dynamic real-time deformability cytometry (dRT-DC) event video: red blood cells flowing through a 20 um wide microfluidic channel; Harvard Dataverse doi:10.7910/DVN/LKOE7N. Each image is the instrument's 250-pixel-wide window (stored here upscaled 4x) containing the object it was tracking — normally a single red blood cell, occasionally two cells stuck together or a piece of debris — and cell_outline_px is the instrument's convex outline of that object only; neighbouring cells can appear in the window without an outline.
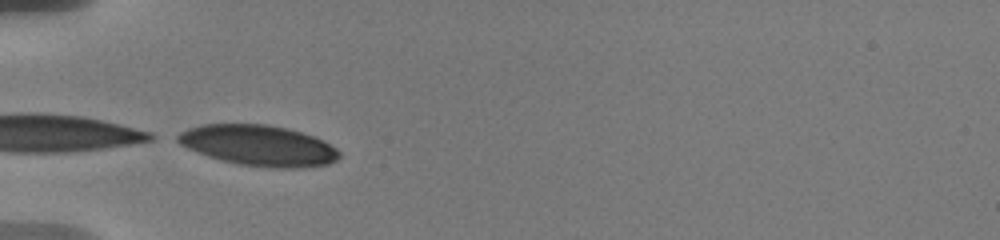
{"species": "human", "species_latin": "Homo sapiens", "temperature_condition": "warm", "stored_images_in_passage": 54, "camera_frame_rate_fps": 3000, "um_per_image_px": 0.085, "donor": {"sex": "male"}, "frame": {"image": 1, "passage_image": 1, "time_ms": 0.0, "image_size_px": [1000, 240], "cell_outline_px": [[340, 156], [336, 160], [328, 164], [304, 168], [272, 168], [240, 164], [208, 156], [188, 148], [180, 144], [172, 136], [188, 128], [200, 124], [268, 124], [288, 128], [312, 136], [336, 148], [340, 152]], "centroid_in_image_um": [21.95, 12.36], "position_along_channel_um": 63.1, "area_um2": 38.26}}
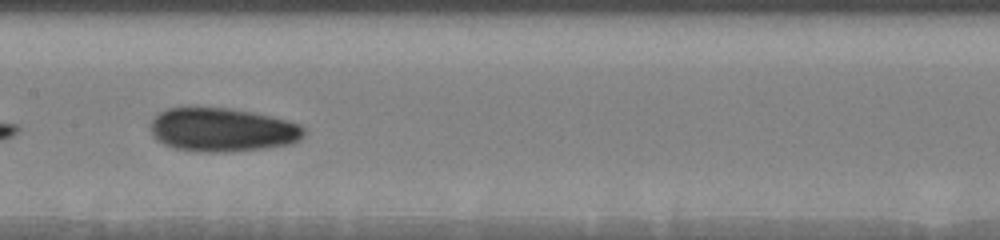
{"frame": {"image": 2, "passage_image": 21, "time_ms": 3.667, "image_size_px": [1000, 240], "cell_outline_px": [[304, 136], [300, 140], [288, 144], [264, 148], [228, 152], [208, 152], [176, 148], [164, 144], [156, 140], [152, 136], [152, 120], [160, 112], [168, 108], [232, 108], [272, 116], [288, 120], [300, 124], [304, 128]], "centroid_in_image_um": [18.93, 11.03], "position_along_channel_um": 188.5, "area_um2": 38.9}}
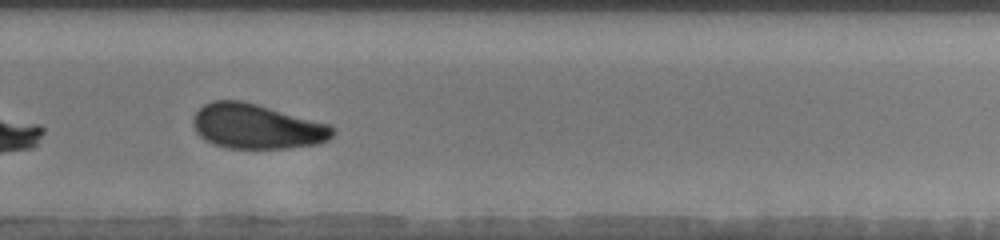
{"frame": {"image": 3, "passage_image": 36, "time_ms": 7.0, "image_size_px": [1000, 240], "cell_outline_px": [[336, 132], [328, 140], [316, 144], [284, 148], [228, 148], [212, 144], [204, 140], [196, 132], [192, 124], [192, 120], [196, 112], [204, 104], [212, 100], [240, 100], [256, 104], [332, 124]], "centroid_in_image_um": [21.82, 10.74], "position_along_channel_um": 308.0, "area_um2": 36.65}, "authors_computed_cell_mechanics": {"area_um2": 37.9168, "velocity_mm_per_s": 3.5974, "shape_relaxation_time_tau1_ms": 4.5121, "shape_relaxation_time_tau2_ms": 4.7909, "deformation_change_tau1": 0.1048, "deformation_change_tau2": 0.0974}}